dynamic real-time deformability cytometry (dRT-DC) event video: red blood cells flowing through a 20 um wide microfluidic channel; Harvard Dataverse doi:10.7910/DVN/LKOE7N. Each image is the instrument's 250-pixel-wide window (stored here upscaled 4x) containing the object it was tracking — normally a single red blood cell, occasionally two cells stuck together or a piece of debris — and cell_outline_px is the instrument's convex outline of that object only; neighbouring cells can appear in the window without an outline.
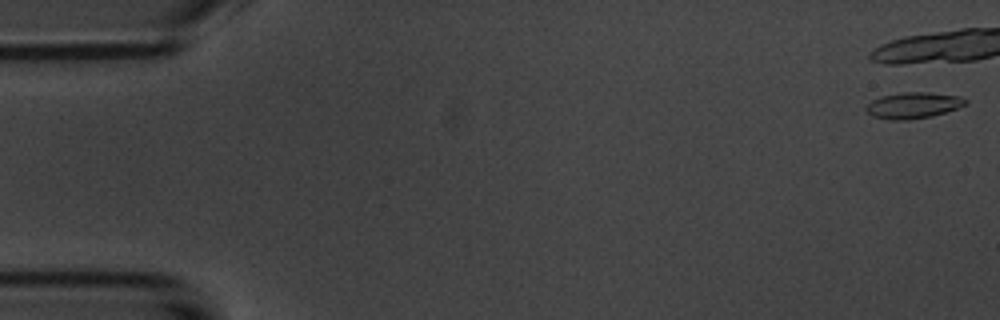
{"species": "common noctule bat (a hibernating species)", "species_latin": "Nyctalus noctula", "temperature_condition": "room temperature", "stored_images_in_passage": 7, "camera_frame_rate_fps": 3000, "um_per_image_px": 0.085, "animal": {"sex": "male", "body_mass_g": 20.1, "forearm_length_mm": 53.5}, "frame": {"image": 1, "passage_image": 1, "time_ms": 0.0, "image_size_px": [1000, 320], "cell_outline_px": [[968, 104], [932, 116], [908, 120], [888, 120], [872, 116], [864, 108], [872, 100], [880, 96], [900, 92], [928, 92], [960, 96], [968, 100]], "centroid_in_image_um": [77.61, 8.95], "position_along_channel_um": 7.4, "area_um2": 15.26}}